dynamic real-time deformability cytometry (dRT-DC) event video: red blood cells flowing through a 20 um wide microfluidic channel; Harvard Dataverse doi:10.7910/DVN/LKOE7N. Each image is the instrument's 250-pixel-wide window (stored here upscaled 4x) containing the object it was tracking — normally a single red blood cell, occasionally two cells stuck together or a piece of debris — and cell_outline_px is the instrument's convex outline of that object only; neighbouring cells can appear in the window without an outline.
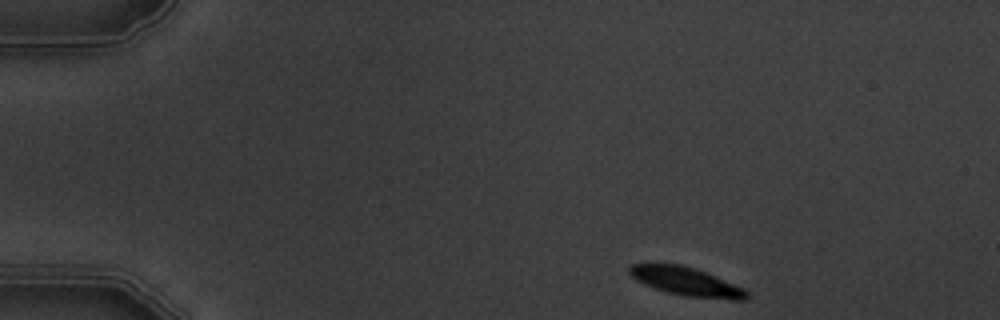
{"species": "common noctule bat (a hibernating species)", "species_latin": "Nyctalus noctula", "temperature_condition": "warm", "stored_images_in_passage": 4, "segment_of_instrument_passage": [1, 2], "camera_frame_rate_fps": 3000, "um_per_image_px": 0.085, "animal": {"sex": "male", "body_mass_g": 19.5, "forearm_length_mm": 54.6}, "frame": {"image": 1, "passage_image": 1, "time_ms": 0.0, "image_size_px": [1000, 320], "cell_outline_px": [[748, 300], [732, 300], [684, 296], [664, 292], [644, 284], [636, 280], [628, 272], [628, 268], [632, 264], [680, 264], [696, 268], [744, 288], [748, 292]], "centroid_in_image_um": [58.35, 23.94], "position_along_channel_um": 26.7, "area_um2": 19.59}}